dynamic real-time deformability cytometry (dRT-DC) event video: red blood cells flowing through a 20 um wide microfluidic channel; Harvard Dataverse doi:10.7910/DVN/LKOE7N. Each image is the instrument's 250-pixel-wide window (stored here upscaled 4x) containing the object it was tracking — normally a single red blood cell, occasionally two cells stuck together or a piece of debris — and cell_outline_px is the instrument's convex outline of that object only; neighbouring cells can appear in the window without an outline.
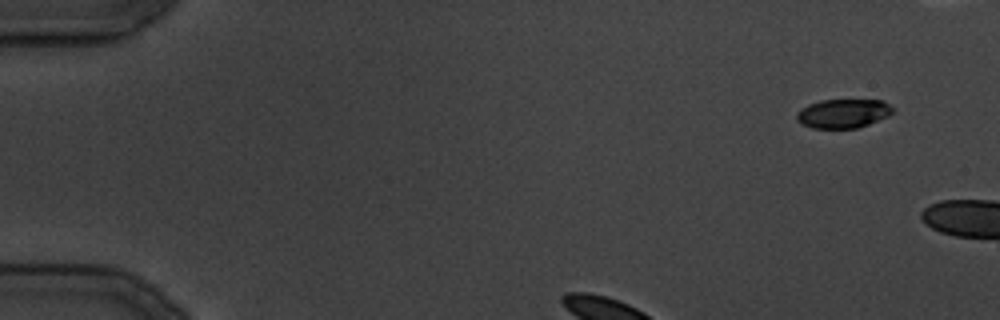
{"species": "common noctule bat (a hibernating species)", "species_latin": "Nyctalus noctula", "temperature_condition": "cold", "stored_images_in_passage": 31, "camera_frame_rate_fps": 3000, "um_per_image_px": 0.085, "animal": {"sex": "male", "body_mass_g": 19.5, "forearm_length_mm": 54.6}, "frame": {"image": 1, "passage_image": 1, "time_ms": 0.0, "image_size_px": [1000, 320], "cell_outline_px": [[892, 112], [888, 116], [868, 124], [856, 128], [812, 128], [800, 124], [796, 120], [796, 112], [808, 104], [820, 100], [884, 100], [892, 108]], "centroid_in_image_um": [71.62, 9.64], "position_along_channel_um": 13.4, "area_um2": 16.24}}
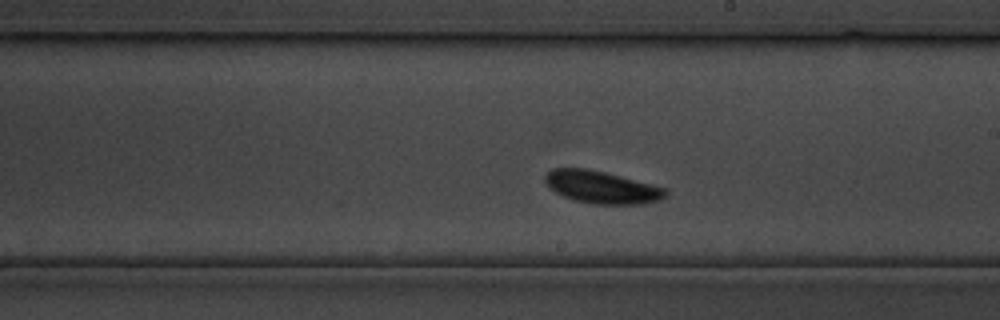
{"frame": {"image": 2, "passage_image": 15, "time_ms": 17.667, "image_size_px": [1000, 320], "cell_outline_px": [[668, 196], [660, 200], [644, 204], [592, 204], [572, 200], [556, 192], [544, 180], [544, 176], [552, 168], [588, 168], [668, 188]], "centroid_in_image_um": [51.19, 15.92], "position_along_channel_um": 237.8, "area_um2": 22.89}}
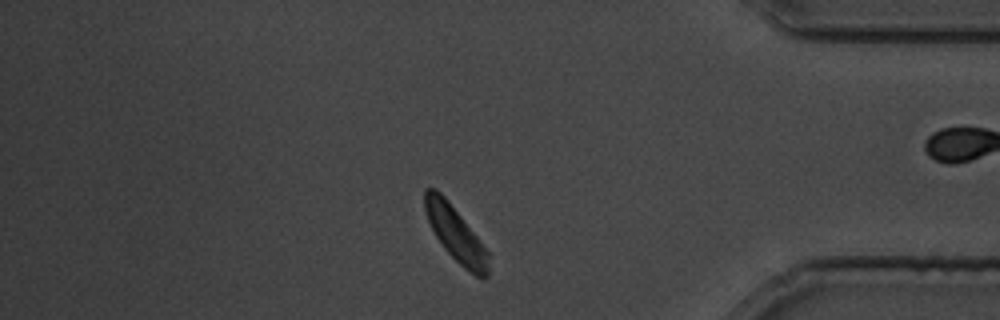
{"frame": {"image": 3, "passage_image": 25, "time_ms": 29.667, "image_size_px": [1000, 320], "cell_outline_px": [[488, 276], [484, 280], [476, 276], [464, 268], [444, 248], [436, 236], [424, 212], [424, 188], [436, 188], [444, 196], [476, 236], [488, 252]], "centroid_in_image_um": [38.7, 19.88], "position_along_channel_um": 396.5, "area_um2": 19.88}}